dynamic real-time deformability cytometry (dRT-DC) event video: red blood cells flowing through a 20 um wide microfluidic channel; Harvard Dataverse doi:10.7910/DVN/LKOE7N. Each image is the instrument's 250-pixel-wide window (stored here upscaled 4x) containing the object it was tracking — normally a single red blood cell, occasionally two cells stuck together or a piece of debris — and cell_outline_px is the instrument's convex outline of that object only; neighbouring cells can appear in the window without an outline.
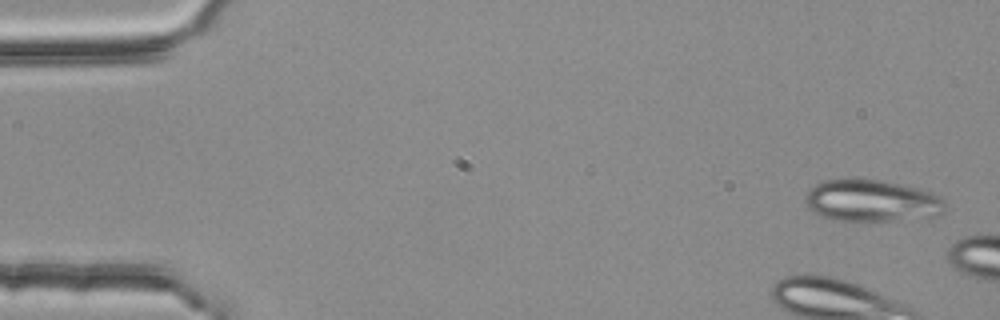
{"species": "common noctule bat (a hibernating species)", "species_latin": "Nyctalus noctula", "temperature_condition": "room temperature", "stored_images_in_passage": 5, "camera_frame_rate_fps": 3000, "um_per_image_px": 0.085, "animal": {"sex": "female", "body_mass_g": 25.1}, "frame": {"image": 1, "passage_image": 1, "time_ms": 0.0, "image_size_px": [1000, 320], "cell_outline_px": [[944, 212], [936, 216], [872, 224], [856, 224], [832, 220], [816, 212], [804, 200], [804, 196], [808, 188], [824, 180], [880, 180], [920, 188], [940, 196], [944, 200]], "centroid_in_image_um": [74.11, 17.13], "position_along_channel_um": 10.9, "area_um2": 35.03}}